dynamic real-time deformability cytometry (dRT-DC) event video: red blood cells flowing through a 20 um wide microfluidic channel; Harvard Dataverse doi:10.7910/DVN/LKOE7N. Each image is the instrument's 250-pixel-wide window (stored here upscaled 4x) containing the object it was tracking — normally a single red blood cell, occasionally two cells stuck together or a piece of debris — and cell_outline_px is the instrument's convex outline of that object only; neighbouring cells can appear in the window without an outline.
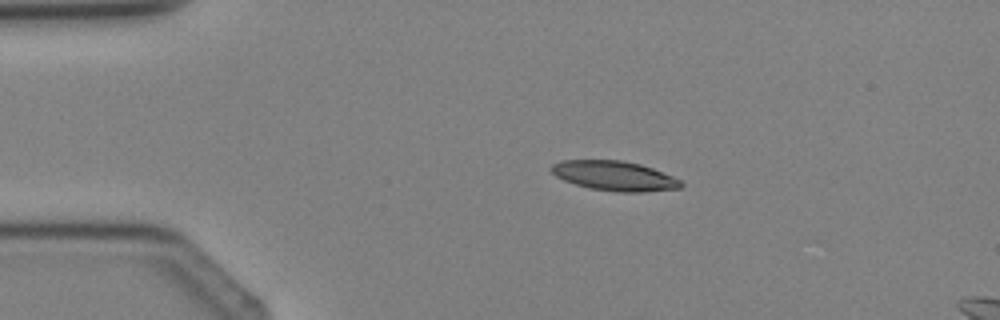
{"species": "Egyptian fruit bat (a non-hibernating species)", "species_latin": "Rousettus aegyptiacus", "temperature_condition": "cold", "stored_images_in_passage": 4, "camera_frame_rate_fps": 3000, "um_per_image_px": 0.085, "animal": {"sex": "female"}, "frame": {"image": 1, "passage_image": 2, "time_ms": 1.333, "image_size_px": [1000, 320], "cell_outline_px": [[684, 184], [680, 188], [644, 192], [616, 192], [592, 188], [576, 184], [564, 180], [556, 176], [548, 168], [552, 164], [564, 160], [620, 160], [640, 164], [652, 168], [672, 176], [680, 180]], "centroid_in_image_um": [52.22, 14.94], "position_along_channel_um": 32.8, "area_um2": 22.31}}